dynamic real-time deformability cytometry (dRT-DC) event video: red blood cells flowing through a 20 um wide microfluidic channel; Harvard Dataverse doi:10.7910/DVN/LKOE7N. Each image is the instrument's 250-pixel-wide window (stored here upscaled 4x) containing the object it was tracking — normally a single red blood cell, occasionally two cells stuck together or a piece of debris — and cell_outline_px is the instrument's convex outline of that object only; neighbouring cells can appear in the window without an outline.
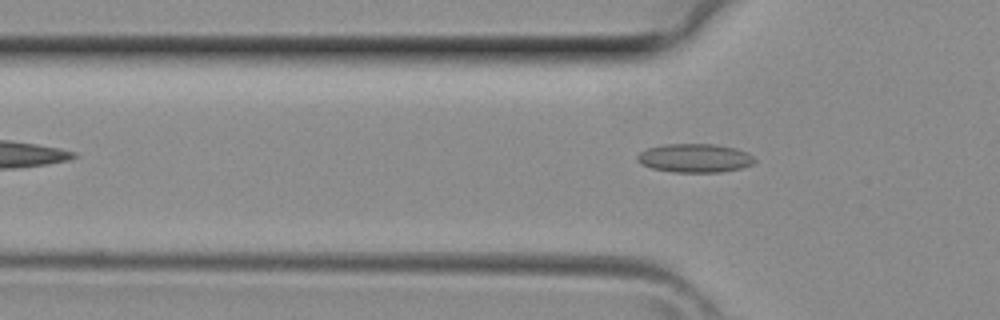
{"species": "common noctule bat (a hibernating species)", "species_latin": "Nyctalus noctula", "temperature_condition": "room temperature", "stored_images_in_passage": 7, "segment_of_instrument_passage": [2, 2], "camera_frame_rate_fps": 3000, "um_per_image_px": 0.085, "animal": {"sex": "female", "body_mass_g": 29.2, "forearm_length_mm": 56.3}, "frame": {"image": 1, "passage_image": 7, "time_ms": 2.0, "image_size_px": [1000, 320], "cell_outline_px": [[756, 160], [752, 164], [740, 168], [720, 172], [676, 172], [652, 168], [640, 164], [636, 160], [636, 156], [640, 152], [648, 148], [664, 144], [716, 144], [736, 148], [748, 152]], "centroid_in_image_um": [59.05, 13.43], "position_along_channel_um": 66.8, "area_um2": 19.65}}